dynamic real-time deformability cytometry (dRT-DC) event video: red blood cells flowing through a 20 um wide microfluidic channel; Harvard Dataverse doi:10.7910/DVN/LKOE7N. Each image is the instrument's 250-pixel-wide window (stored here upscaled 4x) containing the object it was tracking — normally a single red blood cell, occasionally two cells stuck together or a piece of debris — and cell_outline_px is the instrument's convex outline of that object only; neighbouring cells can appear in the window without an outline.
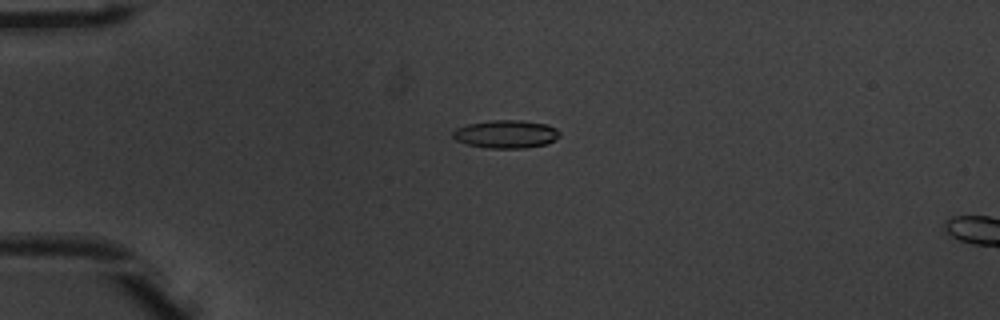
{"species": "common noctule bat (a hibernating species)", "species_latin": "Nyctalus noctula", "temperature_condition": "warm", "stored_images_in_passage": 53, "camera_frame_rate_fps": 3000, "um_per_image_px": 0.085, "animal": {"sex": "male", "body_mass_g": 20.1, "forearm_length_mm": 53.5}, "frame": {"image": 1, "passage_image": 14, "time_ms": 4.333, "image_size_px": [1000, 320], "cell_outline_px": [[560, 136], [556, 140], [548, 144], [524, 148], [488, 148], [468, 144], [456, 140], [452, 136], [452, 132], [456, 128], [468, 124], [492, 120], [520, 120], [548, 124], [556, 128], [560, 132]], "centroid_in_image_um": [43.05, 11.4], "position_along_channel_um": 41.9, "area_um2": 17.57}}
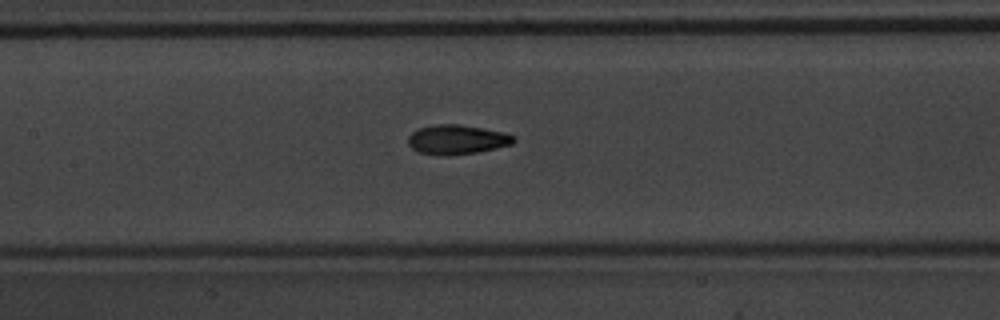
{"frame": {"image": 2, "passage_image": 26, "time_ms": 8.333, "image_size_px": [1000, 320], "cell_outline_px": [[516, 140], [512, 144], [496, 148], [476, 152], [420, 152], [412, 148], [408, 144], [408, 136], [412, 132], [420, 128], [432, 124], [460, 124], [484, 128], [504, 132], [516, 136]], "centroid_in_image_um": [38.9, 11.79], "position_along_channel_um": 168.5, "area_um2": 17.4}}
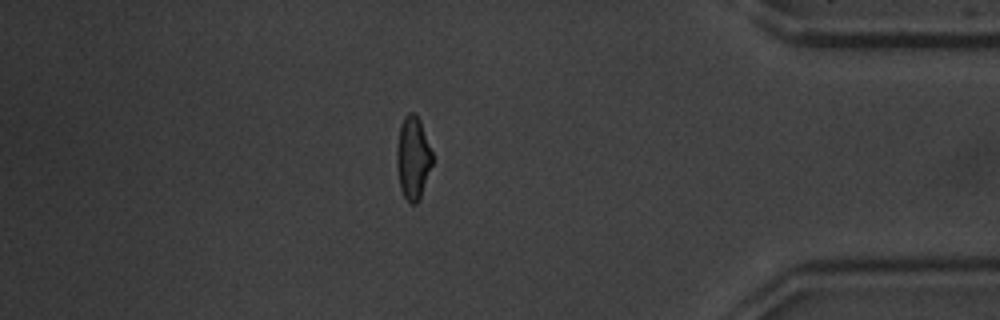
{"frame": {"image": 3, "passage_image": 46, "time_ms": 15.0, "image_size_px": [1000, 320], "cell_outline_px": [[432, 164], [420, 196], [416, 204], [408, 204], [400, 188], [396, 164], [396, 148], [400, 124], [404, 116], [408, 112], [416, 112], [420, 120], [432, 152]], "centroid_in_image_um": [35.07, 13.39], "position_along_channel_um": 400.1, "area_um2": 17.28}, "authors_computed_cell_mechanics": {"area_um2": 17.2822, "velocity_mm_per_s": 3.9365, "shape_relaxation_time_tau1_ms": 3.264, "shape_relaxation_time_tau2_ms": 2.3949, "deformation_change_tau1": 0.1737, "deformation_change_tau2": 0.0613}}